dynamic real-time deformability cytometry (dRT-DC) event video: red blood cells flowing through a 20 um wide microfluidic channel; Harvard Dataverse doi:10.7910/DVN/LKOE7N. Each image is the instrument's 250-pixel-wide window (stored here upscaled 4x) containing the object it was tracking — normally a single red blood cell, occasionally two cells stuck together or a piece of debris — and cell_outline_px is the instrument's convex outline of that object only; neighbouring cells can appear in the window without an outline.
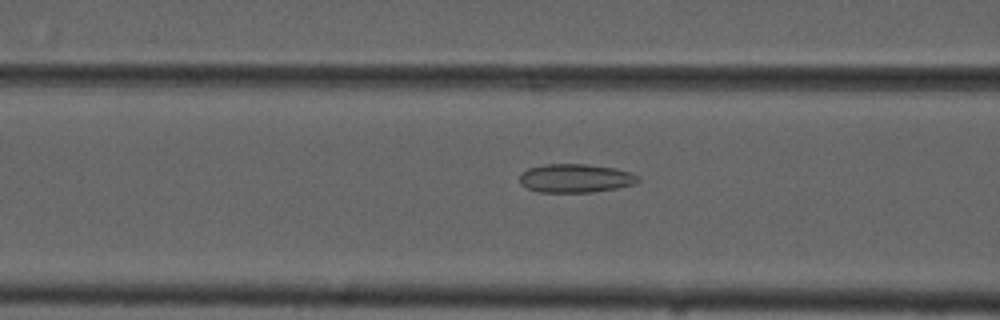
{"species": "common noctule bat (a hibernating species)", "species_latin": "Nyctalus noctula", "temperature_condition": "cold", "stored_images_in_passage": 55, "camera_frame_rate_fps": 3000, "um_per_image_px": 0.085, "animal": {"sex": "male", "forearm_length_mm": 52.5}, "frame": {"image": 1, "passage_image": 22, "time_ms": 7.0, "image_size_px": [1000, 320], "cell_outline_px": [[640, 180], [636, 184], [616, 188], [592, 192], [540, 192], [528, 188], [520, 184], [520, 172], [528, 168], [544, 164], [588, 164], [616, 168], [632, 172], [640, 176]], "centroid_in_image_um": [48.94, 15.14], "position_along_channel_um": 117.7, "area_um2": 20.0}}
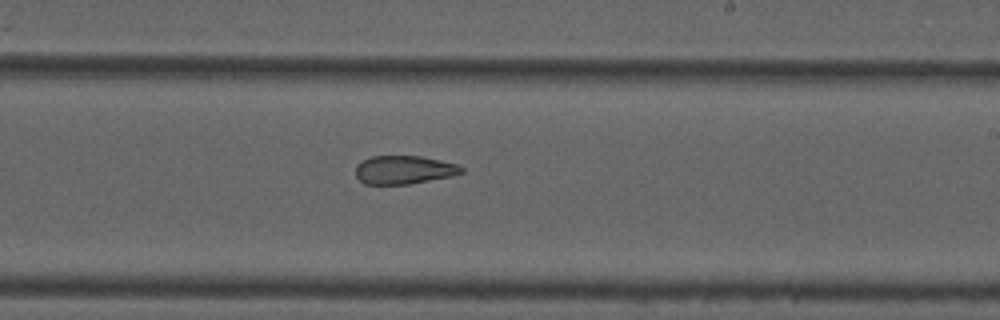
{"frame": {"image": 2, "passage_image": 33, "time_ms": 10.667, "image_size_px": [1000, 320], "cell_outline_px": [[464, 172], [452, 176], [408, 184], [364, 184], [356, 176], [356, 164], [372, 156], [420, 156], [440, 160], [456, 164], [464, 168]], "centroid_in_image_um": [34.34, 14.43], "position_along_channel_um": 254.7, "area_um2": 17.46}}
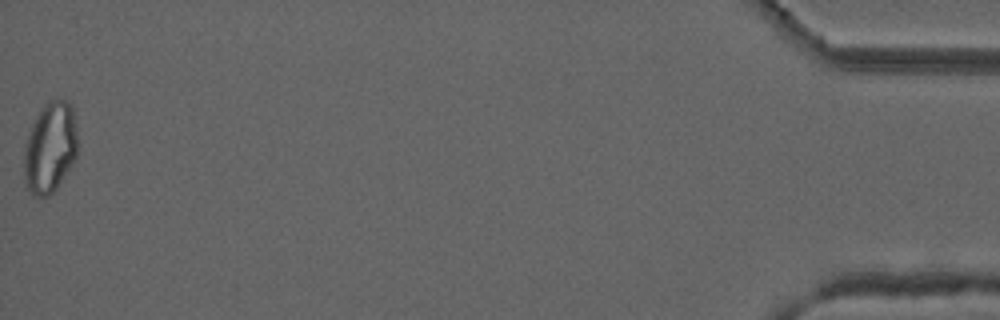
{"frame": {"image": 3, "passage_image": 55, "time_ms": 18.0, "image_size_px": [1000, 320], "cell_outline_px": [[76, 156], [56, 188], [48, 196], [32, 196], [28, 188], [24, 176], [24, 152], [28, 136], [32, 124], [36, 116], [44, 104], [48, 100], [68, 100], [72, 104], [76, 128]], "centroid_in_image_um": [4.25, 12.52], "position_along_channel_um": 431.0, "area_um2": 27.98}, "authors_computed_cell_mechanics": {"area_um2": 22.253, "velocity_mm_per_s": 3.7399, "shape_relaxation_time_tau1_ms": null, "shape_relaxation_time_tau2_ms": 2.3446, "deformation_change_tau1": null, "deformation_change_tau2": 0.0938}}